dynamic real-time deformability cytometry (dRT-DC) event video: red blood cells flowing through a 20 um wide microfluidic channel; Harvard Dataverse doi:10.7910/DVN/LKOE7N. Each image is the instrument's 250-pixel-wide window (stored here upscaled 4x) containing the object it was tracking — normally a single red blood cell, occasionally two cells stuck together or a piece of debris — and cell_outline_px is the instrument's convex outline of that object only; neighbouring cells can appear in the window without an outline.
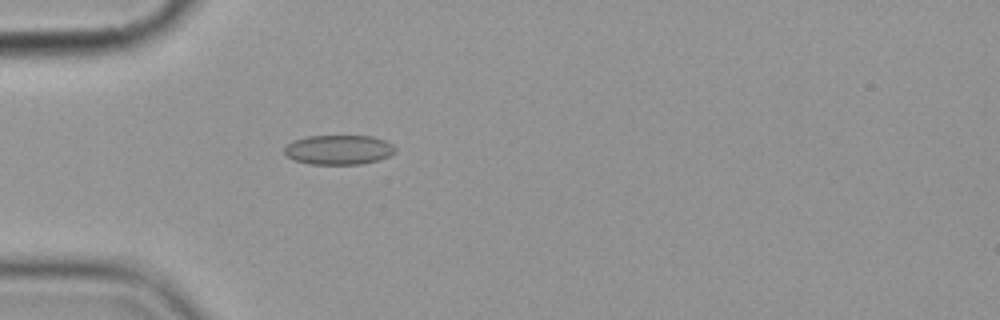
{"species": "common noctule bat (a hibernating species)", "species_latin": "Nyctalus noctula", "temperature_condition": "cold", "stored_images_in_passage": 5, "camera_frame_rate_fps": 3000, "um_per_image_px": 0.085, "animal": {"sex": "female", "body_mass_g": 19.9}, "frame": {"image": 1, "passage_image": 5, "time_ms": 4.667, "image_size_px": [1000, 320], "cell_outline_px": [[396, 152], [380, 160], [360, 164], [308, 164], [292, 160], [284, 152], [284, 148], [288, 144], [296, 140], [308, 136], [372, 136], [384, 140], [392, 144], [396, 148]], "centroid_in_image_um": [28.81, 12.74], "position_along_channel_um": 56.2, "area_um2": 19.13}}